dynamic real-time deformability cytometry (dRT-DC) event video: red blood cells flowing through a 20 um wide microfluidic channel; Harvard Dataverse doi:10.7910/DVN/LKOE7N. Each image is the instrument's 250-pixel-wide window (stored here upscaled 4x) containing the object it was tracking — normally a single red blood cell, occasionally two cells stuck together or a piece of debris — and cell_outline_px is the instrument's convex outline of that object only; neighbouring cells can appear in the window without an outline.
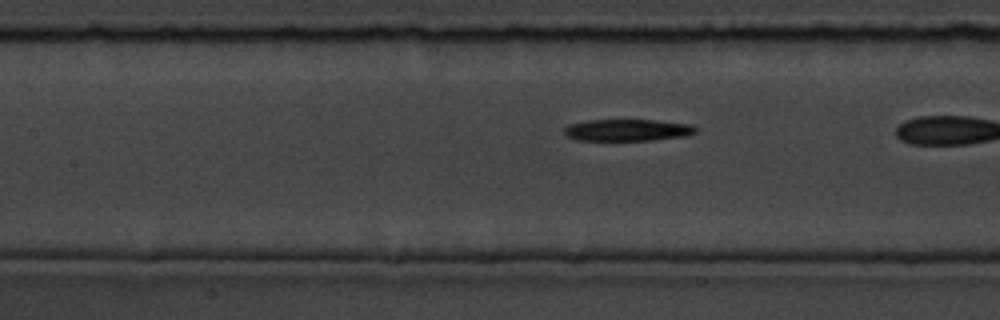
{"species": "common noctule bat (a hibernating species)", "species_latin": "Nyctalus noctula", "temperature_condition": "room temperature", "stored_images_in_passage": 22, "camera_frame_rate_fps": 3000, "um_per_image_px": 0.085, "animal": {"sex": "male", "body_mass_g": 19.5, "forearm_length_mm": 54.6}, "frame": {"image": 1, "passage_image": 19, "time_ms": 6.0, "image_size_px": [1000, 320], "cell_outline_px": [[696, 132], [688, 136], [652, 140], [576, 140], [568, 136], [564, 132], [564, 128], [568, 124], [588, 120], [656, 120], [692, 124], [696, 128]], "centroid_in_image_um": [53.36, 11.05], "position_along_channel_um": 154.0, "area_um2": 16.76}}